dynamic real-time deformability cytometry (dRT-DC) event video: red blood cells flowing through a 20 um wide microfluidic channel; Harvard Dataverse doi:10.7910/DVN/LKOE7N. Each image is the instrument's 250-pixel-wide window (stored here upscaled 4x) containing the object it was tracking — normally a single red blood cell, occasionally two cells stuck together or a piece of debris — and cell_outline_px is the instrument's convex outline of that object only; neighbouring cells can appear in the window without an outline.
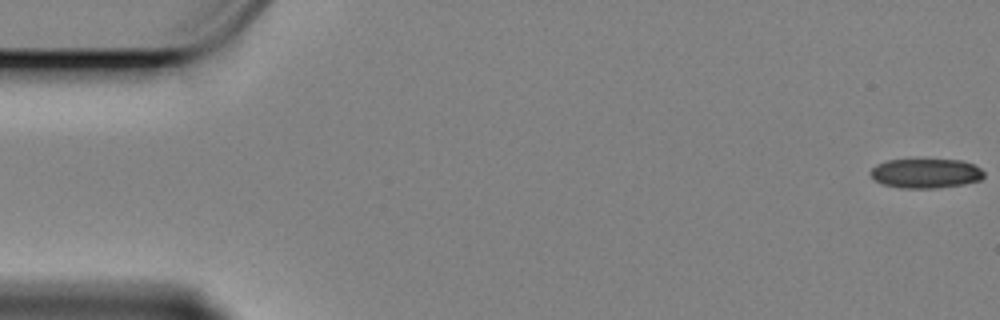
{"species": "Egyptian fruit bat (a non-hibernating species)", "species_latin": "Rousettus aegyptiacus", "temperature_condition": "cold", "stored_images_in_passage": 15, "camera_frame_rate_fps": 3000, "um_per_image_px": 0.085, "animal": {"sex": "female"}, "frame": {"image": 1, "passage_image": 1, "time_ms": 0.0, "image_size_px": [1000, 320], "cell_outline_px": [[984, 176], [980, 180], [964, 184], [932, 188], [900, 188], [880, 184], [868, 172], [876, 164], [888, 160], [960, 160], [972, 164], [980, 168], [984, 172]], "centroid_in_image_um": [78.66, 14.74], "position_along_channel_um": 6.3, "area_um2": 19.42}}
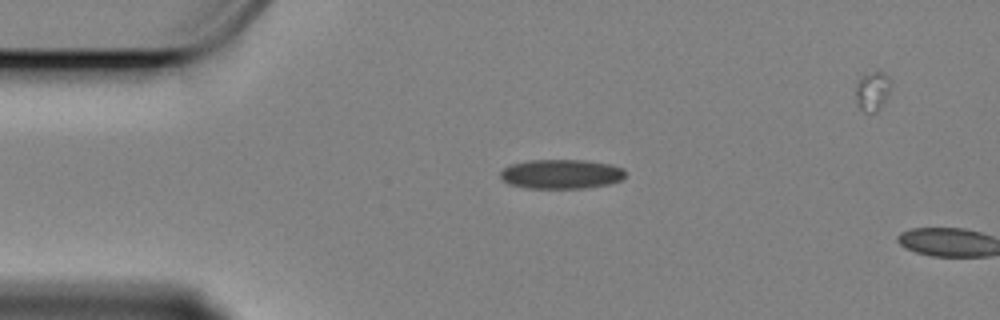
{"frame": {"image": 2, "passage_image": 13, "time_ms": 4.0, "image_size_px": [1000, 320], "cell_outline_px": [[624, 176], [620, 180], [608, 184], [584, 188], [528, 188], [508, 184], [500, 176], [500, 172], [504, 168], [512, 164], [528, 160], [584, 160], [612, 164], [624, 168]], "centroid_in_image_um": [47.7, 14.79], "position_along_channel_um": 37.3, "area_um2": 21.39}}